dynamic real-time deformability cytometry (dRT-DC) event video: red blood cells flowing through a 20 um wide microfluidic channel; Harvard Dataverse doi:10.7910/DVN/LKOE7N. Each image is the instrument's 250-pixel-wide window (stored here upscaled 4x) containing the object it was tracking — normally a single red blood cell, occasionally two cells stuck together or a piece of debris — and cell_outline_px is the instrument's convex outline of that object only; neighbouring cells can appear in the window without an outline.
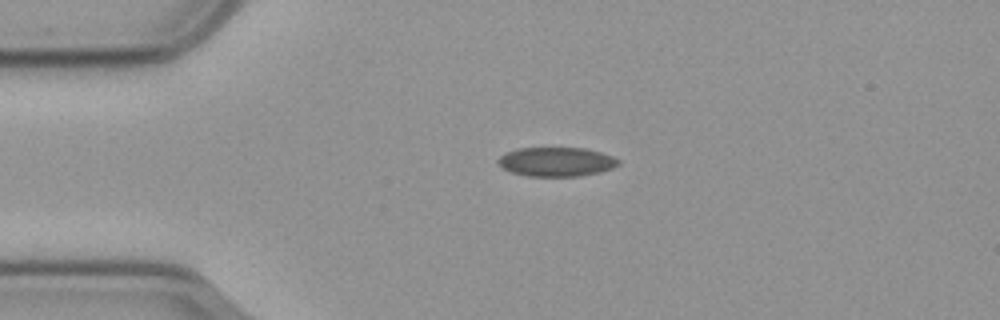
{"species": "common noctule bat (a hibernating species)", "species_latin": "Nyctalus noctula", "temperature_condition": "cold", "stored_images_in_passage": 45, "camera_frame_rate_fps": 3000, "um_per_image_px": 0.085, "animal": {"sex": "male", "body_mass_g": 23.1, "forearm_length_mm": 52.7}, "frame": {"image": 1, "passage_image": 1, "time_ms": 0.0, "image_size_px": [1000, 320], "cell_outline_px": [[620, 164], [612, 168], [600, 172], [580, 176], [528, 176], [512, 172], [504, 168], [496, 160], [500, 156], [508, 152], [520, 148], [584, 148], [600, 152], [612, 156], [620, 160]], "centroid_in_image_um": [47.33, 13.75], "position_along_channel_um": 37.7, "area_um2": 20.29}}
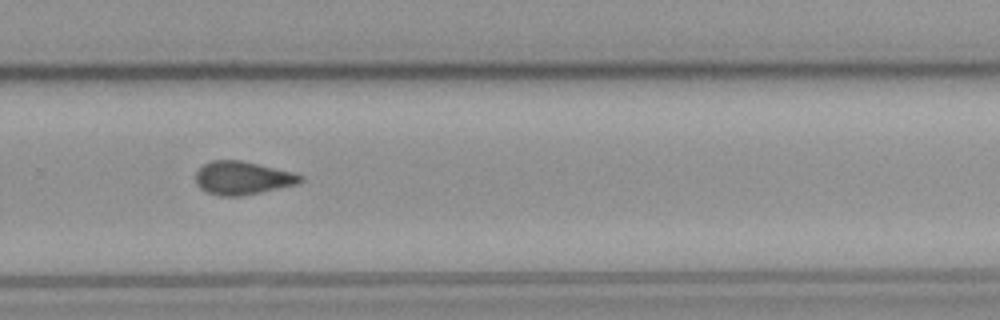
{"frame": {"image": 2, "passage_image": 26, "time_ms": 8.333, "image_size_px": [1000, 320], "cell_outline_px": [[304, 180], [296, 184], [260, 192], [240, 196], [220, 196], [208, 192], [200, 188], [196, 184], [196, 172], [204, 164], [212, 160], [240, 160], [292, 172], [304, 176]], "centroid_in_image_um": [20.6, 15.13], "position_along_channel_um": 309.2, "area_um2": 20.06}}
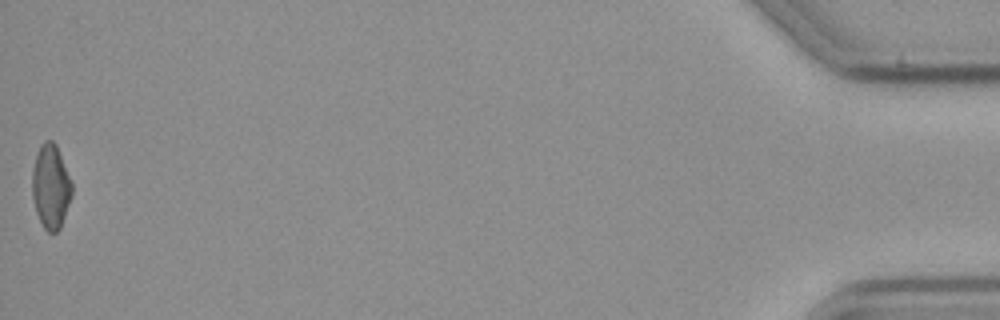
{"frame": {"image": 3, "passage_image": 45, "time_ms": 14.667, "image_size_px": [1000, 320], "cell_outline_px": [[72, 196], [60, 228], [56, 232], [48, 232], [44, 228], [36, 212], [32, 196], [32, 172], [36, 156], [40, 144], [44, 140], [52, 140], [56, 144], [72, 184]], "centroid_in_image_um": [4.31, 15.85], "position_along_channel_um": 430.9, "area_um2": 19.36}, "authors_computed_cell_mechanics": {"area_um2": 20.1144, "velocity_mm_per_s": 3.6049, "shape_relaxation_time_tau1_ms": null, "shape_relaxation_time_tau2_ms": 3.7913, "deformation_change_tau1": null, "deformation_change_tau2": 0.076}}